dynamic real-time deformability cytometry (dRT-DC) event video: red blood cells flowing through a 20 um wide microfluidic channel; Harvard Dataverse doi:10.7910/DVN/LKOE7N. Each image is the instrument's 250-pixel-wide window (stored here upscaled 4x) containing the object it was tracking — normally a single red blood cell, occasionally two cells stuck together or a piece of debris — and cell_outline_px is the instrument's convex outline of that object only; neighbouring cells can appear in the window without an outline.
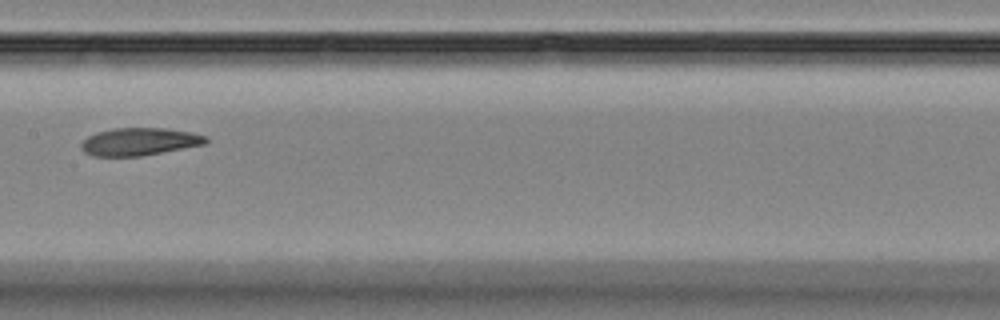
{"species": "Egyptian fruit bat (a non-hibernating species)", "species_latin": "Rousettus aegyptiacus", "temperature_condition": "room temperature", "stored_images_in_passage": 8, "camera_frame_rate_fps": 3000, "um_per_image_px": 0.085, "animal": {"sex": "female"}, "frame": {"image": 1, "passage_image": 8, "time_ms": 9.0, "image_size_px": [1000, 320], "cell_outline_px": [[208, 140], [204, 144], [140, 156], [92, 156], [84, 152], [80, 148], [80, 144], [88, 136], [96, 132], [116, 128], [168, 128], [208, 136]], "centroid_in_image_um": [11.81, 12.04], "position_along_channel_um": 195.6, "area_um2": 19.94}}